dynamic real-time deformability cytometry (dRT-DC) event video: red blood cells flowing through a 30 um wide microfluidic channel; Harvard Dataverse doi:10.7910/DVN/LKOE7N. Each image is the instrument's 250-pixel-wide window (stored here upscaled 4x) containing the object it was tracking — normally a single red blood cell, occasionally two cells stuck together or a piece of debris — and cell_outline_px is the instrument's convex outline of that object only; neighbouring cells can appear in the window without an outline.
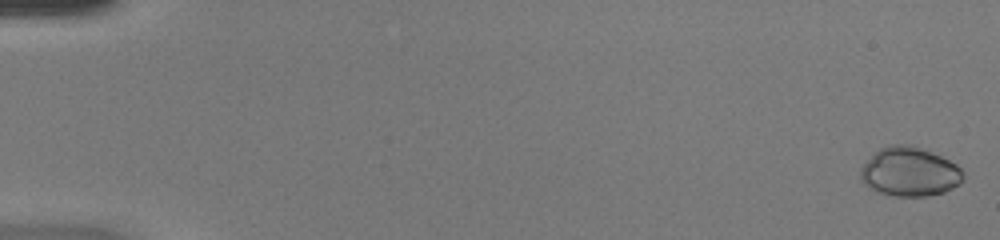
{"species": "common noctule bat (a hibernating species)", "species_latin": "Nyctalus noctula", "temperature_condition": "warm", "stored_images_in_passage": 49, "camera_frame_rate_fps": 3000, "um_per_image_px": 0.085, "animal": {"sex": "female", "body_mass_g": 20.0, "forearm_length_mm": 54.0}, "frame": {"image": 1, "passage_image": 1, "time_ms": 0.0, "image_size_px": [1000, 240], "cell_outline_px": [[964, 180], [960, 184], [944, 192], [928, 196], [896, 196], [876, 192], [868, 188], [860, 180], [860, 168], [880, 148], [892, 144], [912, 144], [940, 156], [956, 164], [964, 172]], "centroid_in_image_um": [77.31, 14.61], "position_along_channel_um": 7.7, "area_um2": 29.54}}
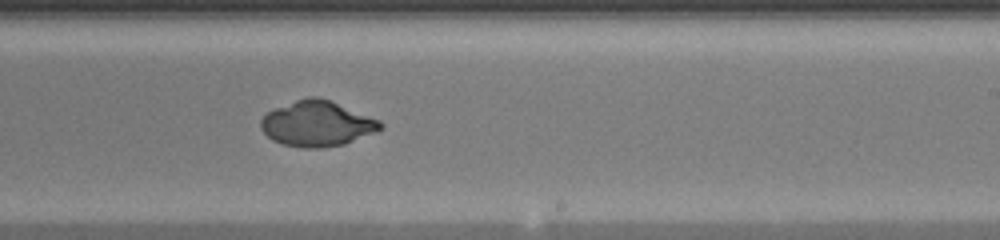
{"frame": {"image": 2, "passage_image": 31, "time_ms": 10.0, "image_size_px": [1000, 240], "cell_outline_px": [[384, 128], [376, 132], [344, 144], [320, 148], [304, 148], [280, 144], [272, 140], [260, 128], [260, 120], [268, 112], [276, 108], [296, 100], [308, 96], [316, 96], [332, 100], [380, 120], [384, 124]], "centroid_in_image_um": [26.98, 10.51], "position_along_channel_um": 262.0, "area_um2": 31.85}}
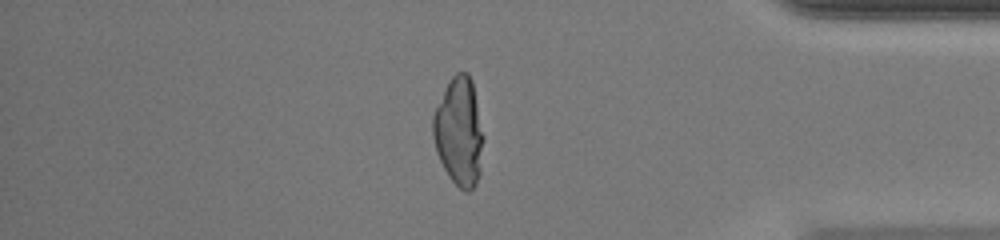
{"frame": {"image": 3, "passage_image": 42, "time_ms": 13.667, "image_size_px": [1000, 240], "cell_outline_px": [[484, 136], [480, 172], [476, 184], [468, 192], [464, 192], [448, 176], [436, 152], [432, 136], [432, 116], [448, 80], [456, 72], [468, 72], [472, 80]], "centroid_in_image_um": [39.02, 11.19], "position_along_channel_um": 396.2, "area_um2": 32.14}}